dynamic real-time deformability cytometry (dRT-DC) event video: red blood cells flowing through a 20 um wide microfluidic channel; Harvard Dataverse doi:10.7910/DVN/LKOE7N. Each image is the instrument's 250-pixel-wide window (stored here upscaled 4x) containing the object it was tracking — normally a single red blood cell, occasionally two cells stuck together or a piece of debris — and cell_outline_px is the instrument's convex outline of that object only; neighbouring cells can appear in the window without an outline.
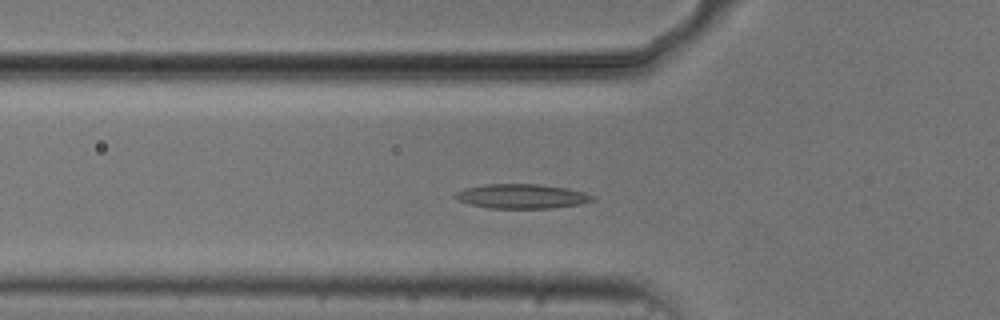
{"species": "common noctule bat (a hibernating species)", "species_latin": "Nyctalus noctula", "temperature_condition": "cold", "stored_images_in_passage": 45, "camera_frame_rate_fps": 3000, "um_per_image_px": 0.085, "animal": {"sex": "male", "body_mass_g": 20.5, "forearm_length_mm": 52.5}, "frame": {"image": 1, "passage_image": 9, "time_ms": 2.667, "image_size_px": [1000, 320], "cell_outline_px": [[596, 200], [580, 204], [552, 208], [488, 208], [468, 204], [456, 200], [452, 196], [456, 192], [468, 188], [488, 184], [536, 184], [564, 188], [584, 192], [596, 196]], "centroid_in_image_um": [44.35, 16.69], "position_along_channel_um": 81.5, "area_um2": 19.54}}
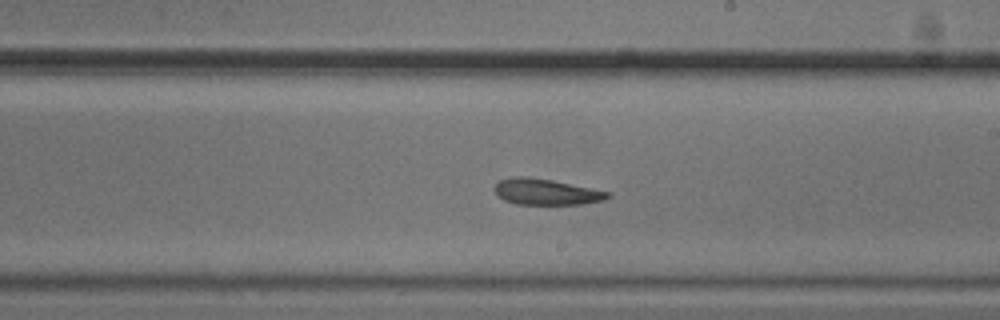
{"frame": {"image": 2, "passage_image": 22, "time_ms": 7.0, "image_size_px": [1000, 320], "cell_outline_px": [[612, 196], [604, 200], [580, 204], [516, 204], [504, 200], [496, 196], [492, 188], [500, 180], [512, 176], [524, 176], [552, 180], [612, 192]], "centroid_in_image_um": [46.4, 16.3], "position_along_channel_um": 242.6, "area_um2": 17.34}}
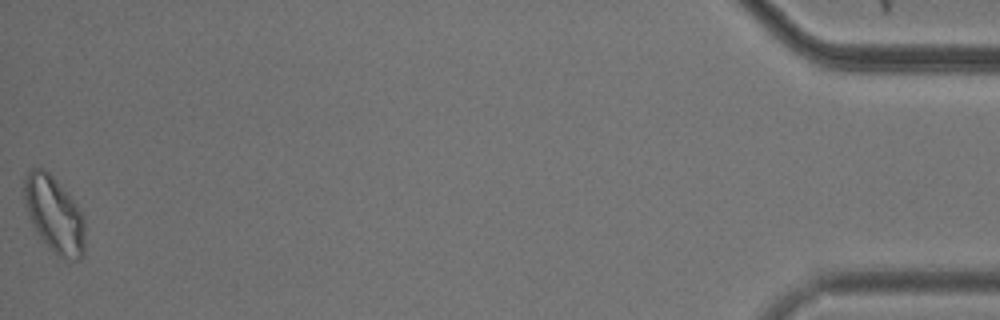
{"frame": {"image": 3, "passage_image": 45, "time_ms": 14.667, "image_size_px": [1000, 320], "cell_outline_px": [[84, 256], [80, 260], [68, 264], [56, 256], [48, 248], [32, 224], [28, 216], [24, 200], [24, 176], [32, 168], [44, 168], [56, 180], [76, 204], [84, 216]], "centroid_in_image_um": [4.63, 18.32], "position_along_channel_um": 430.6, "area_um2": 27.46}, "authors_computed_cell_mechanics": {"area_um2": 18.6694, "velocity_mm_per_s": 3.6976, "shape_relaxation_time_tau1_ms": null, "shape_relaxation_time_tau2_ms": 3.8915, "deformation_change_tau1": null, "deformation_change_tau2": 0.1089}}